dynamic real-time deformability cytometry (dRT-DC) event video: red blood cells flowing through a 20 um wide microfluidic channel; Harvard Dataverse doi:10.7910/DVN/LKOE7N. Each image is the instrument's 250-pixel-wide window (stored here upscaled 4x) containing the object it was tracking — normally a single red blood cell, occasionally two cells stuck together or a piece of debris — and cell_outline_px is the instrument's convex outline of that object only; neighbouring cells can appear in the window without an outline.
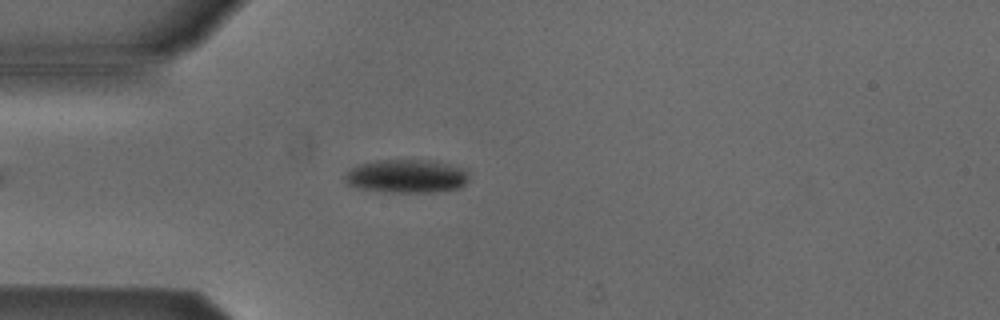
{"species": "Egyptian fruit bat (a non-hibernating species)", "species_latin": "Rousettus aegyptiacus", "temperature_condition": "cold", "stored_images_in_passage": 5, "camera_frame_rate_fps": 3000, "um_per_image_px": 0.085, "animal": {"sex": "male"}, "frame": {"image": 1, "passage_image": 5, "time_ms": 4.667, "image_size_px": [1000, 320], "cell_outline_px": [[468, 180], [460, 188], [436, 192], [380, 192], [356, 188], [348, 184], [344, 180], [344, 176], [356, 164], [376, 160], [436, 160], [468, 168]], "centroid_in_image_um": [34.59, 14.97], "position_along_channel_um": 50.4, "area_um2": 24.8}}